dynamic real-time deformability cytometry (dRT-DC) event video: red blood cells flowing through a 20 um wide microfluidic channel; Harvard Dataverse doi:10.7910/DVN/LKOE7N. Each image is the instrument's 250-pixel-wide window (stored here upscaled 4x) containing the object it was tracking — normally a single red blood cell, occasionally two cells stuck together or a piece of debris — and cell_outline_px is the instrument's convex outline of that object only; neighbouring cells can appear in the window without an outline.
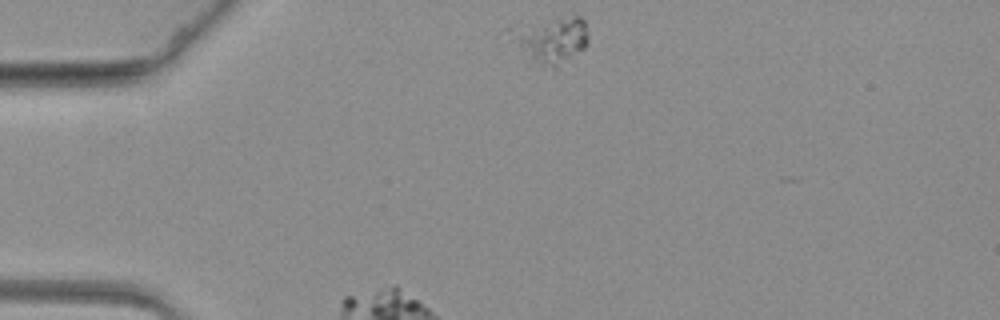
{"species": "common noctule bat (a hibernating species)", "species_latin": "Nyctalus noctula", "temperature_condition": "warm", "stored_images_in_passage": 40, "camera_frame_rate_fps": 3000, "um_per_image_px": 0.085, "animal": {"sex": "female", "body_mass_g": 19.3, "forearm_length_mm": 54.1}, "frame": {"image": 1, "passage_image": 1, "time_ms": 0.0, "image_size_px": [1000, 320], "cell_outline_px": [[588, 44], [584, 48], [556, 68], [552, 68], [532, 60], [520, 44], [516, 32], [560, 16], [580, 16], [584, 20], [588, 36]], "centroid_in_image_um": [47.14, 3.41], "position_along_channel_um": 37.9, "area_um2": 18.61}}